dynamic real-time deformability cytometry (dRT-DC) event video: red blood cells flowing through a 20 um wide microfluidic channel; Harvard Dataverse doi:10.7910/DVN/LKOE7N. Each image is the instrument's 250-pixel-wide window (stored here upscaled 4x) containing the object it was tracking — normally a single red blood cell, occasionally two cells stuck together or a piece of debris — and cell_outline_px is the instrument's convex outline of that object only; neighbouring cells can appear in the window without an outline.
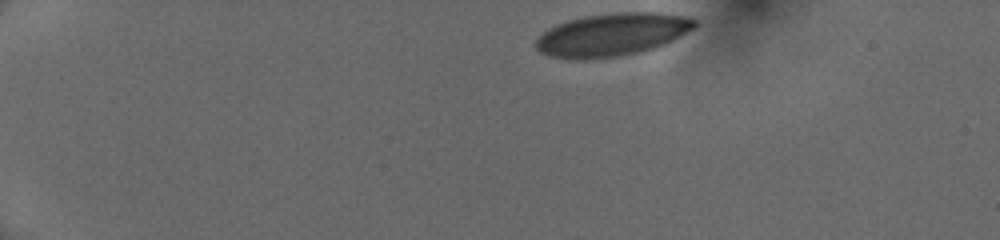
{"species": "human", "species_latin": "Homo sapiens", "temperature_condition": "cold", "stored_images_in_passage": 43, "camera_frame_rate_fps": 3000, "um_per_image_px": 0.085, "donor": {"sex": "female"}, "frame": {"image": 1, "passage_image": 1, "time_ms": 0.0, "image_size_px": [1000, 240], "cell_outline_px": [[696, 28], [656, 48], [616, 56], [584, 60], [552, 56], [540, 52], [536, 48], [536, 40], [548, 28], [556, 24], [568, 20], [584, 16], [616, 12], [660, 12], [684, 16], [696, 20]], "centroid_in_image_um": [52.05, 2.93], "position_along_channel_um": 33.0, "area_um2": 39.48}}
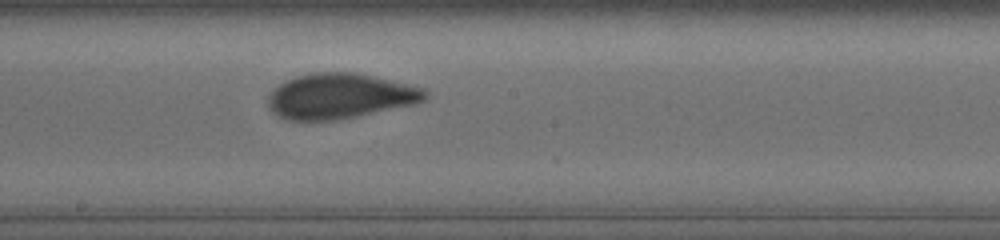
{"frame": {"image": 2, "passage_image": 22, "time_ms": 7.0, "image_size_px": [1000, 240], "cell_outline_px": [[428, 96], [424, 100], [416, 104], [336, 120], [288, 120], [276, 116], [268, 108], [268, 96], [284, 80], [296, 76], [312, 72], [356, 72], [424, 88], [428, 92]], "centroid_in_image_um": [28.88, 8.17], "position_along_channel_um": 219.3, "area_um2": 41.5}}
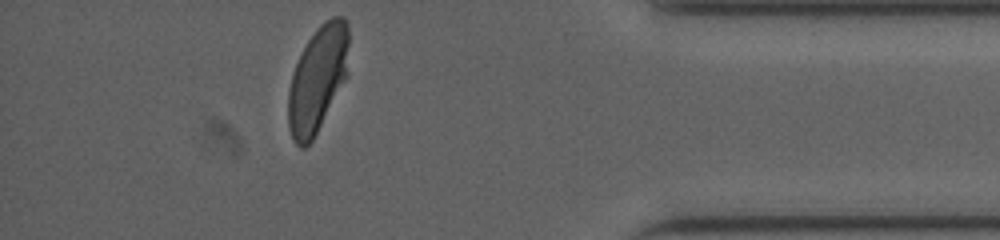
{"frame": {"image": 3, "passage_image": 38, "time_ms": 12.333, "image_size_px": [1000, 240], "cell_outline_px": [[348, 44], [344, 80], [312, 140], [304, 148], [300, 148], [292, 140], [288, 128], [288, 92], [292, 76], [296, 64], [308, 40], [320, 24], [324, 20], [332, 16], [344, 16], [348, 24]], "centroid_in_image_um": [26.96, 6.71], "position_along_channel_um": 408.2, "area_um2": 36.65}, "authors_computed_cell_mechanics": {"area_um2": 40.5756, "velocity_mm_per_s": 4.0451, "shape_relaxation_time_tau1_ms": 4.2257, "shape_relaxation_time_tau2_ms": null, "deformation_change_tau1": 0.1497, "deformation_change_tau2": null}}